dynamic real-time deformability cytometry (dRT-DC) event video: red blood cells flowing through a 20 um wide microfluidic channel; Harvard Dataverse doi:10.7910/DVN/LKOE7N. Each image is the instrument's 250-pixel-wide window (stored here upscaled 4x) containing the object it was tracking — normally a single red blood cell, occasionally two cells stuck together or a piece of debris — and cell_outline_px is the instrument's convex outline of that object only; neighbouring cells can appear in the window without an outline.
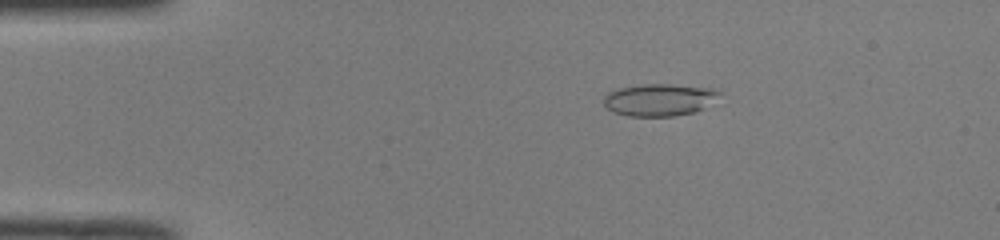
{"species": "common noctule bat (a hibernating species)", "species_latin": "Nyctalus noctula", "temperature_condition": "room temperature", "stored_images_in_passage": 10, "camera_frame_rate_fps": 3000, "um_per_image_px": 0.085, "animal": {"sex": "male", "body_mass_g": 19.0, "forearm_length_mm": 50.8}, "frame": {"image": 1, "passage_image": 9, "time_ms": 2.667, "image_size_px": [1000, 240], "cell_outline_px": [[720, 92], [704, 108], [696, 112], [676, 116], [628, 116], [612, 112], [604, 104], [604, 96], [608, 92], [620, 88], [644, 84], [672, 84], [712, 88]], "centroid_in_image_um": [56.0, 8.49], "position_along_channel_um": 29.0, "area_um2": 21.56}}